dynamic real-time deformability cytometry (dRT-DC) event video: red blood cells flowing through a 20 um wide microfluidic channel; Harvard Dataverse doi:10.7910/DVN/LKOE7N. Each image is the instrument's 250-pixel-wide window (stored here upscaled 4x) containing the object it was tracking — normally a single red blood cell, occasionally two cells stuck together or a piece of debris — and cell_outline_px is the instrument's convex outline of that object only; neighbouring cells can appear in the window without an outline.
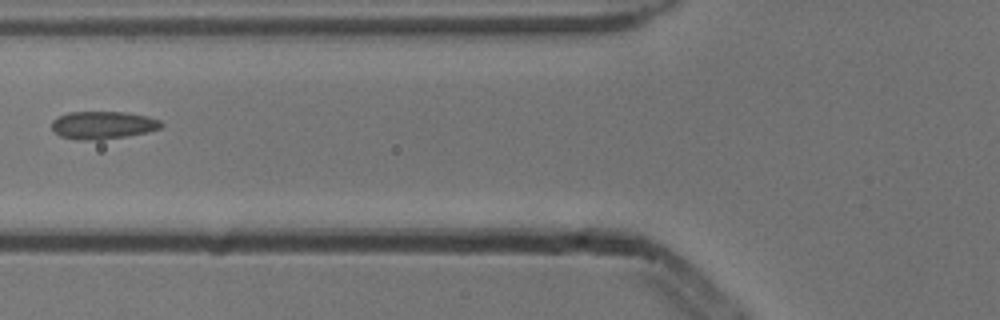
{"species": "common noctule bat (a hibernating species)", "species_latin": "Nyctalus noctula", "temperature_condition": "cold", "stored_images_in_passage": 2, "camera_frame_rate_fps": 3000, "um_per_image_px": 0.085, "animal": {"sex": "male", "body_mass_g": 13.3}, "frame": {"image": 1, "passage_image": 2, "time_ms": 0.333, "image_size_px": [1000, 320], "cell_outline_px": [[164, 124], [160, 128], [148, 132], [128, 136], [100, 140], [76, 140], [60, 136], [52, 132], [52, 120], [68, 112], [124, 112], [148, 116], [160, 120]], "centroid_in_image_um": [8.74, 10.64], "position_along_channel_um": 117.1, "area_um2": 17.92}}